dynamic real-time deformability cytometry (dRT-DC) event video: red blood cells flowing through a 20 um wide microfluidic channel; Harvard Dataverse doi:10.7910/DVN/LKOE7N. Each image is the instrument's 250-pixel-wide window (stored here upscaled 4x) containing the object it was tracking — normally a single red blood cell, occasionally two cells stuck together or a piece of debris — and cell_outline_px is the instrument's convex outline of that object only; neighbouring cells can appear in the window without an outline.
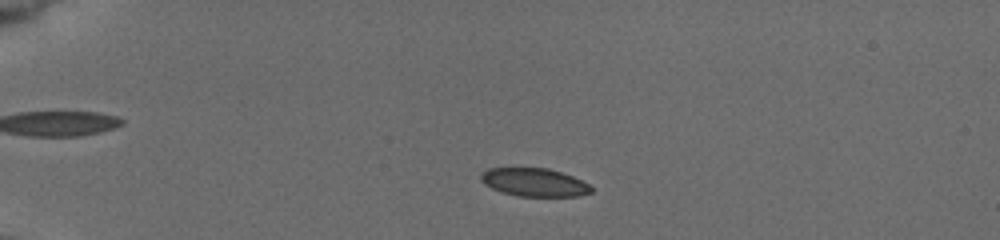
{"species": "common noctule bat (a hibernating species)", "species_latin": "Nyctalus noctula", "temperature_condition": "cold", "stored_images_in_passage": 15, "camera_frame_rate_fps": 3000, "um_per_image_px": 0.085, "animal": {"sex": "female", "body_mass_g": 19.5, "forearm_length_mm": 54.1}, "frame": {"image": 1, "passage_image": 9, "time_ms": 2.667, "image_size_px": [1000, 240], "cell_outline_px": [[592, 192], [580, 196], [516, 196], [492, 188], [484, 184], [480, 180], [480, 176], [488, 168], [548, 168], [572, 176], [588, 184], [592, 188]], "centroid_in_image_um": [45.41, 15.5], "position_along_channel_um": 39.6, "area_um2": 17.98}}
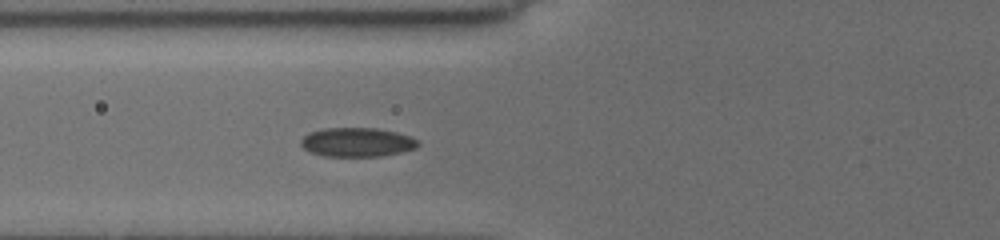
{"frame": {"image": 2, "passage_image": 15, "time_ms": 5.667, "image_size_px": [1000, 240], "cell_outline_px": [[420, 144], [416, 148], [400, 152], [380, 156], [324, 156], [312, 152], [304, 148], [300, 144], [300, 140], [308, 132], [324, 128], [376, 128], [396, 132], [412, 136], [420, 140]], "centroid_in_image_um": [30.37, 12.08], "position_along_channel_um": 95.4, "area_um2": 19.94}}